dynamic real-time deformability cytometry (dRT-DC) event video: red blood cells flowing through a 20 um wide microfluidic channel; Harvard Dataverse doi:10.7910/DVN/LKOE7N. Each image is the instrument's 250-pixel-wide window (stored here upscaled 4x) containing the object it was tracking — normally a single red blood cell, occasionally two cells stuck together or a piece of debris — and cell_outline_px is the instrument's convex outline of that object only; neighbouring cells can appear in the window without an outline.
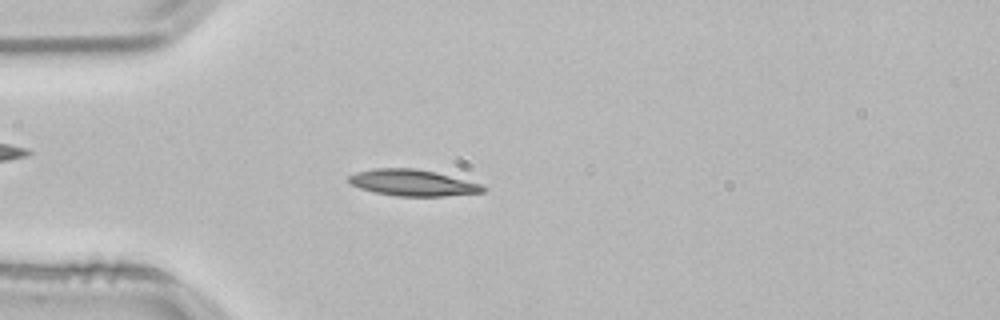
{"species": "common noctule bat (a hibernating species)", "species_latin": "Nyctalus noctula", "temperature_condition": "room temperature", "stored_images_in_passage": 52, "camera_frame_rate_fps": 3000, "um_per_image_px": 0.085, "animal": {"sex": "male", "body_mass_g": 21.5, "forearm_length_mm": 52.0}, "frame": {"image": 1, "passage_image": 14, "time_ms": 4.333, "image_size_px": [1000, 320], "cell_outline_px": [[488, 188], [484, 192], [444, 196], [396, 196], [376, 192], [360, 188], [352, 184], [348, 180], [348, 176], [356, 172], [372, 168], [416, 168], [436, 172], [480, 184]], "centroid_in_image_um": [35.07, 15.53], "position_along_channel_um": 49.9, "area_um2": 20.52}}
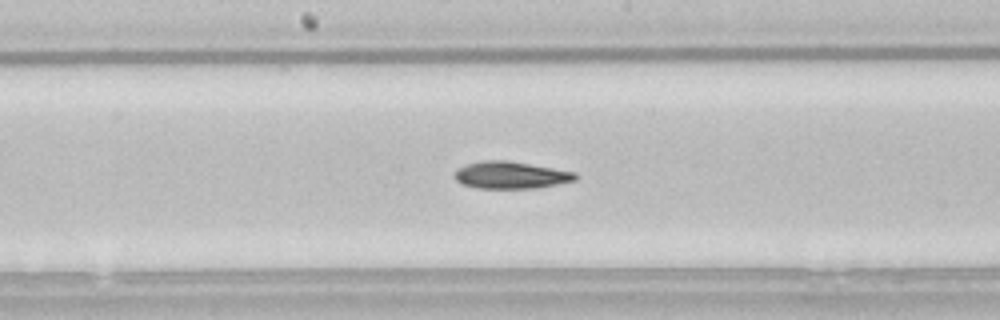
{"frame": {"image": 2, "passage_image": 27, "time_ms": 8.667, "image_size_px": [1000, 320], "cell_outline_px": [[576, 180], [536, 188], [476, 188], [460, 184], [452, 176], [456, 168], [480, 160], [504, 160], [576, 172]], "centroid_in_image_um": [43.33, 14.88], "position_along_channel_um": 204.9, "area_um2": 19.07}}
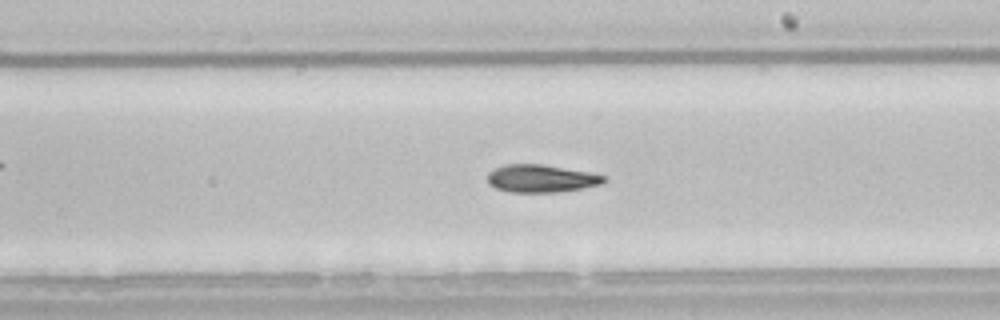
{"frame": {"image": 3, "passage_image": 30, "time_ms": 9.667, "image_size_px": [1000, 320], "cell_outline_px": [[608, 180], [600, 184], [560, 192], [508, 192], [496, 188], [488, 184], [488, 172], [504, 164], [544, 164], [588, 172], [608, 176]], "centroid_in_image_um": [46.0, 15.17], "position_along_channel_um": 243.0, "area_um2": 18.84}, "authors_computed_cell_mechanics": {"area_um2": 19.074, "velocity_mm_per_s": 3.8398, "shape_relaxation_time_tau1_ms": 6.5683, "shape_relaxation_time_tau2_ms": null, "deformation_change_tau1": 0.1692, "deformation_change_tau2": null}}